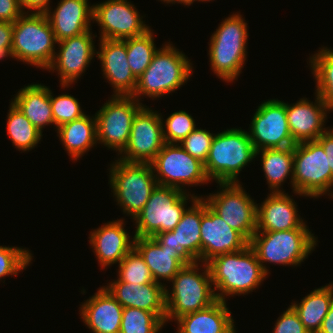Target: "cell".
I'll use <instances>...</instances> for the list:
<instances>
[{"label":"cell","instance_id":"1","mask_svg":"<svg viewBox=\"0 0 333 333\" xmlns=\"http://www.w3.org/2000/svg\"><path fill=\"white\" fill-rule=\"evenodd\" d=\"M207 265L215 296L224 302L227 296H244L253 292L267 277L250 245L236 252L218 255Z\"/></svg>","mask_w":333,"mask_h":333},{"label":"cell","instance_id":"2","mask_svg":"<svg viewBox=\"0 0 333 333\" xmlns=\"http://www.w3.org/2000/svg\"><path fill=\"white\" fill-rule=\"evenodd\" d=\"M170 282L172 290L165 287V324L185 314L208 308L217 301L207 263L189 262Z\"/></svg>","mask_w":333,"mask_h":333},{"label":"cell","instance_id":"3","mask_svg":"<svg viewBox=\"0 0 333 333\" xmlns=\"http://www.w3.org/2000/svg\"><path fill=\"white\" fill-rule=\"evenodd\" d=\"M173 44L167 42L154 54L151 63L137 78L132 95L141 103V96L154 100L175 92L193 75V66L188 57Z\"/></svg>","mask_w":333,"mask_h":333},{"label":"cell","instance_id":"4","mask_svg":"<svg viewBox=\"0 0 333 333\" xmlns=\"http://www.w3.org/2000/svg\"><path fill=\"white\" fill-rule=\"evenodd\" d=\"M254 158L256 149L248 132L242 128H230L215 133L204 168L210 181L239 183L240 172Z\"/></svg>","mask_w":333,"mask_h":333},{"label":"cell","instance_id":"5","mask_svg":"<svg viewBox=\"0 0 333 333\" xmlns=\"http://www.w3.org/2000/svg\"><path fill=\"white\" fill-rule=\"evenodd\" d=\"M238 12L229 15L211 35L209 62L211 70L221 80L231 83L242 73L247 54V22Z\"/></svg>","mask_w":333,"mask_h":333},{"label":"cell","instance_id":"6","mask_svg":"<svg viewBox=\"0 0 333 333\" xmlns=\"http://www.w3.org/2000/svg\"><path fill=\"white\" fill-rule=\"evenodd\" d=\"M310 229L255 232L249 241L259 263L268 275L266 263L300 266L318 245Z\"/></svg>","mask_w":333,"mask_h":333},{"label":"cell","instance_id":"7","mask_svg":"<svg viewBox=\"0 0 333 333\" xmlns=\"http://www.w3.org/2000/svg\"><path fill=\"white\" fill-rule=\"evenodd\" d=\"M113 161L110 164L109 184L123 213L134 219L157 187L151 163Z\"/></svg>","mask_w":333,"mask_h":333},{"label":"cell","instance_id":"8","mask_svg":"<svg viewBox=\"0 0 333 333\" xmlns=\"http://www.w3.org/2000/svg\"><path fill=\"white\" fill-rule=\"evenodd\" d=\"M57 41L44 13L24 12L13 23L12 51L15 59L47 69L53 61Z\"/></svg>","mask_w":333,"mask_h":333},{"label":"cell","instance_id":"9","mask_svg":"<svg viewBox=\"0 0 333 333\" xmlns=\"http://www.w3.org/2000/svg\"><path fill=\"white\" fill-rule=\"evenodd\" d=\"M198 197L202 195L157 185L146 205L133 219L136 226L134 237H155L161 232L174 230L187 209V201L194 202Z\"/></svg>","mask_w":333,"mask_h":333},{"label":"cell","instance_id":"10","mask_svg":"<svg viewBox=\"0 0 333 333\" xmlns=\"http://www.w3.org/2000/svg\"><path fill=\"white\" fill-rule=\"evenodd\" d=\"M293 154L294 194L310 198L327 194L333 199V175L323 147L317 141L297 143Z\"/></svg>","mask_w":333,"mask_h":333},{"label":"cell","instance_id":"11","mask_svg":"<svg viewBox=\"0 0 333 333\" xmlns=\"http://www.w3.org/2000/svg\"><path fill=\"white\" fill-rule=\"evenodd\" d=\"M151 165L160 186L175 187L187 192L185 185L193 187L210 182L204 163L192 157L179 143H165Z\"/></svg>","mask_w":333,"mask_h":333},{"label":"cell","instance_id":"12","mask_svg":"<svg viewBox=\"0 0 333 333\" xmlns=\"http://www.w3.org/2000/svg\"><path fill=\"white\" fill-rule=\"evenodd\" d=\"M143 106L133 96L112 95L95 113L97 143L119 155L129 142L133 120Z\"/></svg>","mask_w":333,"mask_h":333},{"label":"cell","instance_id":"13","mask_svg":"<svg viewBox=\"0 0 333 333\" xmlns=\"http://www.w3.org/2000/svg\"><path fill=\"white\" fill-rule=\"evenodd\" d=\"M217 193L202 197L231 228L248 241L256 232L257 203L239 183H219Z\"/></svg>","mask_w":333,"mask_h":333},{"label":"cell","instance_id":"14","mask_svg":"<svg viewBox=\"0 0 333 333\" xmlns=\"http://www.w3.org/2000/svg\"><path fill=\"white\" fill-rule=\"evenodd\" d=\"M251 120L248 134L256 151L296 144L289 129L284 101L270 99L262 102Z\"/></svg>","mask_w":333,"mask_h":333},{"label":"cell","instance_id":"15","mask_svg":"<svg viewBox=\"0 0 333 333\" xmlns=\"http://www.w3.org/2000/svg\"><path fill=\"white\" fill-rule=\"evenodd\" d=\"M162 113L146 104L137 112L127 146L120 153V160L126 162L151 163L165 144Z\"/></svg>","mask_w":333,"mask_h":333},{"label":"cell","instance_id":"16","mask_svg":"<svg viewBox=\"0 0 333 333\" xmlns=\"http://www.w3.org/2000/svg\"><path fill=\"white\" fill-rule=\"evenodd\" d=\"M139 13L128 0L93 4V23H98L101 29L99 39L124 40L143 35L150 26L145 24Z\"/></svg>","mask_w":333,"mask_h":333},{"label":"cell","instance_id":"17","mask_svg":"<svg viewBox=\"0 0 333 333\" xmlns=\"http://www.w3.org/2000/svg\"><path fill=\"white\" fill-rule=\"evenodd\" d=\"M92 29L83 34L63 39L57 42L59 49L55 52L50 66L46 69L54 73L58 72L60 86L68 88L77 82L89 67L92 59L96 56Z\"/></svg>","mask_w":333,"mask_h":333},{"label":"cell","instance_id":"18","mask_svg":"<svg viewBox=\"0 0 333 333\" xmlns=\"http://www.w3.org/2000/svg\"><path fill=\"white\" fill-rule=\"evenodd\" d=\"M248 245L249 241L227 225L202 198L201 263L221 254L242 250Z\"/></svg>","mask_w":333,"mask_h":333},{"label":"cell","instance_id":"19","mask_svg":"<svg viewBox=\"0 0 333 333\" xmlns=\"http://www.w3.org/2000/svg\"><path fill=\"white\" fill-rule=\"evenodd\" d=\"M188 206L174 230L152 237L162 248L179 250L190 262H201L202 197Z\"/></svg>","mask_w":333,"mask_h":333},{"label":"cell","instance_id":"20","mask_svg":"<svg viewBox=\"0 0 333 333\" xmlns=\"http://www.w3.org/2000/svg\"><path fill=\"white\" fill-rule=\"evenodd\" d=\"M96 57L100 60L103 77L114 88L113 95L132 96L137 78L127 61L126 42L124 40L99 39Z\"/></svg>","mask_w":333,"mask_h":333},{"label":"cell","instance_id":"21","mask_svg":"<svg viewBox=\"0 0 333 333\" xmlns=\"http://www.w3.org/2000/svg\"><path fill=\"white\" fill-rule=\"evenodd\" d=\"M315 102L301 98L294 104L286 103V117L293 141H316L329 127H325L330 114L321 97L315 92Z\"/></svg>","mask_w":333,"mask_h":333},{"label":"cell","instance_id":"22","mask_svg":"<svg viewBox=\"0 0 333 333\" xmlns=\"http://www.w3.org/2000/svg\"><path fill=\"white\" fill-rule=\"evenodd\" d=\"M292 197L286 192L269 193L260 205L258 203L256 232L309 229Z\"/></svg>","mask_w":333,"mask_h":333},{"label":"cell","instance_id":"23","mask_svg":"<svg viewBox=\"0 0 333 333\" xmlns=\"http://www.w3.org/2000/svg\"><path fill=\"white\" fill-rule=\"evenodd\" d=\"M124 227L122 218L109 221L90 232L88 241L101 269L119 264L134 248L135 237L131 238Z\"/></svg>","mask_w":333,"mask_h":333},{"label":"cell","instance_id":"24","mask_svg":"<svg viewBox=\"0 0 333 333\" xmlns=\"http://www.w3.org/2000/svg\"><path fill=\"white\" fill-rule=\"evenodd\" d=\"M104 287L123 308H138L157 313L165 321L166 285L164 283L153 282L140 285L124 281H111Z\"/></svg>","mask_w":333,"mask_h":333},{"label":"cell","instance_id":"25","mask_svg":"<svg viewBox=\"0 0 333 333\" xmlns=\"http://www.w3.org/2000/svg\"><path fill=\"white\" fill-rule=\"evenodd\" d=\"M80 304V316L93 333H120L122 305L104 287Z\"/></svg>","mask_w":333,"mask_h":333},{"label":"cell","instance_id":"26","mask_svg":"<svg viewBox=\"0 0 333 333\" xmlns=\"http://www.w3.org/2000/svg\"><path fill=\"white\" fill-rule=\"evenodd\" d=\"M88 1L60 0L54 11L50 8L44 13L57 42L91 30L93 5Z\"/></svg>","mask_w":333,"mask_h":333},{"label":"cell","instance_id":"27","mask_svg":"<svg viewBox=\"0 0 333 333\" xmlns=\"http://www.w3.org/2000/svg\"><path fill=\"white\" fill-rule=\"evenodd\" d=\"M134 248L144 258L155 282H170L190 262L179 250L162 248L152 237L135 238Z\"/></svg>","mask_w":333,"mask_h":333},{"label":"cell","instance_id":"28","mask_svg":"<svg viewBox=\"0 0 333 333\" xmlns=\"http://www.w3.org/2000/svg\"><path fill=\"white\" fill-rule=\"evenodd\" d=\"M176 333H237L227 303L217 300L208 308L185 314L175 320Z\"/></svg>","mask_w":333,"mask_h":333},{"label":"cell","instance_id":"29","mask_svg":"<svg viewBox=\"0 0 333 333\" xmlns=\"http://www.w3.org/2000/svg\"><path fill=\"white\" fill-rule=\"evenodd\" d=\"M11 102L17 106L30 122L43 133V128L53 125L50 88L43 84H28L21 88Z\"/></svg>","mask_w":333,"mask_h":333},{"label":"cell","instance_id":"30","mask_svg":"<svg viewBox=\"0 0 333 333\" xmlns=\"http://www.w3.org/2000/svg\"><path fill=\"white\" fill-rule=\"evenodd\" d=\"M56 131L72 161H77L94 145H97L95 116L91 117L86 114L77 120L61 125L56 128Z\"/></svg>","mask_w":333,"mask_h":333},{"label":"cell","instance_id":"31","mask_svg":"<svg viewBox=\"0 0 333 333\" xmlns=\"http://www.w3.org/2000/svg\"><path fill=\"white\" fill-rule=\"evenodd\" d=\"M332 303L333 282L314 289L300 303L293 301L290 306L310 333H318Z\"/></svg>","mask_w":333,"mask_h":333},{"label":"cell","instance_id":"32","mask_svg":"<svg viewBox=\"0 0 333 333\" xmlns=\"http://www.w3.org/2000/svg\"><path fill=\"white\" fill-rule=\"evenodd\" d=\"M259 154L270 193L285 192L283 188L282 190L280 188L289 176L293 190V147L256 151V157Z\"/></svg>","mask_w":333,"mask_h":333},{"label":"cell","instance_id":"33","mask_svg":"<svg viewBox=\"0 0 333 333\" xmlns=\"http://www.w3.org/2000/svg\"><path fill=\"white\" fill-rule=\"evenodd\" d=\"M315 83V92L321 97L328 112L333 111V49L322 47L309 58Z\"/></svg>","mask_w":333,"mask_h":333},{"label":"cell","instance_id":"34","mask_svg":"<svg viewBox=\"0 0 333 333\" xmlns=\"http://www.w3.org/2000/svg\"><path fill=\"white\" fill-rule=\"evenodd\" d=\"M8 111L6 128L13 146L18 151H31L41 141L42 132L12 102Z\"/></svg>","mask_w":333,"mask_h":333},{"label":"cell","instance_id":"35","mask_svg":"<svg viewBox=\"0 0 333 333\" xmlns=\"http://www.w3.org/2000/svg\"><path fill=\"white\" fill-rule=\"evenodd\" d=\"M154 30L151 28L143 35L124 39L126 42L127 61L132 73L139 78L152 61L159 48L154 41Z\"/></svg>","mask_w":333,"mask_h":333},{"label":"cell","instance_id":"36","mask_svg":"<svg viewBox=\"0 0 333 333\" xmlns=\"http://www.w3.org/2000/svg\"><path fill=\"white\" fill-rule=\"evenodd\" d=\"M164 325L157 313L126 307L122 311L120 333H160Z\"/></svg>","mask_w":333,"mask_h":333},{"label":"cell","instance_id":"37","mask_svg":"<svg viewBox=\"0 0 333 333\" xmlns=\"http://www.w3.org/2000/svg\"><path fill=\"white\" fill-rule=\"evenodd\" d=\"M118 267V279L113 281H124L140 285L155 282L144 258L135 248L123 258Z\"/></svg>","mask_w":333,"mask_h":333},{"label":"cell","instance_id":"38","mask_svg":"<svg viewBox=\"0 0 333 333\" xmlns=\"http://www.w3.org/2000/svg\"><path fill=\"white\" fill-rule=\"evenodd\" d=\"M161 117L165 143H179L196 128L195 119L183 110L173 112L166 120Z\"/></svg>","mask_w":333,"mask_h":333},{"label":"cell","instance_id":"39","mask_svg":"<svg viewBox=\"0 0 333 333\" xmlns=\"http://www.w3.org/2000/svg\"><path fill=\"white\" fill-rule=\"evenodd\" d=\"M29 251L26 248L0 245V280L25 270L33 260V254Z\"/></svg>","mask_w":333,"mask_h":333},{"label":"cell","instance_id":"40","mask_svg":"<svg viewBox=\"0 0 333 333\" xmlns=\"http://www.w3.org/2000/svg\"><path fill=\"white\" fill-rule=\"evenodd\" d=\"M52 94L50 90V102L56 128L86 115L84 111H82L79 101L74 96L60 94L54 97Z\"/></svg>","mask_w":333,"mask_h":333},{"label":"cell","instance_id":"41","mask_svg":"<svg viewBox=\"0 0 333 333\" xmlns=\"http://www.w3.org/2000/svg\"><path fill=\"white\" fill-rule=\"evenodd\" d=\"M214 135L206 129L196 127L186 138L179 142V145L192 157L205 163Z\"/></svg>","mask_w":333,"mask_h":333},{"label":"cell","instance_id":"42","mask_svg":"<svg viewBox=\"0 0 333 333\" xmlns=\"http://www.w3.org/2000/svg\"><path fill=\"white\" fill-rule=\"evenodd\" d=\"M272 333H310L302 324L297 313L289 305L281 314L272 330Z\"/></svg>","mask_w":333,"mask_h":333},{"label":"cell","instance_id":"43","mask_svg":"<svg viewBox=\"0 0 333 333\" xmlns=\"http://www.w3.org/2000/svg\"><path fill=\"white\" fill-rule=\"evenodd\" d=\"M13 23L0 21V60L6 57L15 59L12 51Z\"/></svg>","mask_w":333,"mask_h":333},{"label":"cell","instance_id":"44","mask_svg":"<svg viewBox=\"0 0 333 333\" xmlns=\"http://www.w3.org/2000/svg\"><path fill=\"white\" fill-rule=\"evenodd\" d=\"M24 13L19 0H0V21L15 23Z\"/></svg>","mask_w":333,"mask_h":333},{"label":"cell","instance_id":"45","mask_svg":"<svg viewBox=\"0 0 333 333\" xmlns=\"http://www.w3.org/2000/svg\"><path fill=\"white\" fill-rule=\"evenodd\" d=\"M19 2L24 12L27 10L31 13H45L51 7L50 0H19Z\"/></svg>","mask_w":333,"mask_h":333},{"label":"cell","instance_id":"46","mask_svg":"<svg viewBox=\"0 0 333 333\" xmlns=\"http://www.w3.org/2000/svg\"><path fill=\"white\" fill-rule=\"evenodd\" d=\"M316 141L323 147L324 152L327 154L329 167L333 175V132L328 129Z\"/></svg>","mask_w":333,"mask_h":333},{"label":"cell","instance_id":"47","mask_svg":"<svg viewBox=\"0 0 333 333\" xmlns=\"http://www.w3.org/2000/svg\"><path fill=\"white\" fill-rule=\"evenodd\" d=\"M318 333H333V303L323 319L322 326Z\"/></svg>","mask_w":333,"mask_h":333},{"label":"cell","instance_id":"48","mask_svg":"<svg viewBox=\"0 0 333 333\" xmlns=\"http://www.w3.org/2000/svg\"><path fill=\"white\" fill-rule=\"evenodd\" d=\"M195 0H166L164 3L166 4H175V3H180L183 4L184 6H190L193 4Z\"/></svg>","mask_w":333,"mask_h":333},{"label":"cell","instance_id":"49","mask_svg":"<svg viewBox=\"0 0 333 333\" xmlns=\"http://www.w3.org/2000/svg\"><path fill=\"white\" fill-rule=\"evenodd\" d=\"M195 1H198V2H199V1H200V2H207V1H208V2H210V1H212V0H195Z\"/></svg>","mask_w":333,"mask_h":333}]
</instances>
